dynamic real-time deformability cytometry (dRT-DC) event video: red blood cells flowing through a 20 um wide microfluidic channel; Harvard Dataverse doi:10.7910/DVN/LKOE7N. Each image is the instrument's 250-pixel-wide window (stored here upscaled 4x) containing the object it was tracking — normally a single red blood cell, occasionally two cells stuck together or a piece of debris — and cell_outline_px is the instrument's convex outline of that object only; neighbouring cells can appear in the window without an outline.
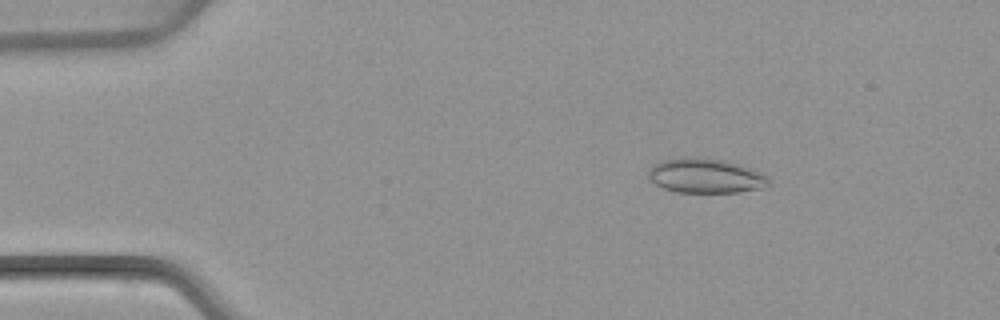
{"species": "common noctule bat (a hibernating species)", "species_latin": "Nyctalus noctula", "temperature_condition": "warm", "stored_images_in_passage": 4, "camera_frame_rate_fps": 3000, "um_per_image_px": 0.085, "animal": {"sex": "female", "body_mass_g": 22.7, "forearm_length_mm": 54.2}, "frame": {"image": 1, "passage_image": 2, "time_ms": 1.333, "image_size_px": [1000, 320], "cell_outline_px": [[772, 180], [764, 188], [736, 192], [676, 192], [664, 188], [648, 180], [648, 172], [660, 160], [684, 156], [696, 156], [728, 160], [740, 164], [760, 172], [768, 176]], "centroid_in_image_um": [59.99, 14.92], "position_along_channel_um": 25.0, "area_um2": 24.68}}